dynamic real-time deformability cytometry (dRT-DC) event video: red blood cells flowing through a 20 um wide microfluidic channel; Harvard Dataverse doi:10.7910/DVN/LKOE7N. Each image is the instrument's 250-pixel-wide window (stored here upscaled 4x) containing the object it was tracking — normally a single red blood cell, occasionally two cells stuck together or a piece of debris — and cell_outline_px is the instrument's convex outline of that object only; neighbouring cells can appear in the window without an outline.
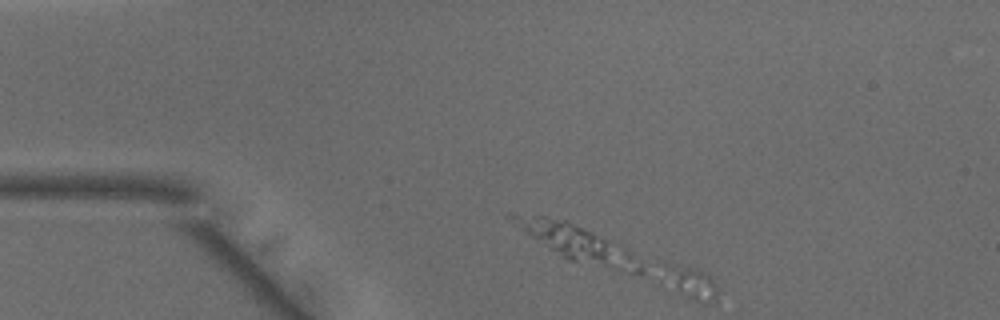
{"species": "common noctule bat (a hibernating species)", "species_latin": "Nyctalus noctula", "temperature_condition": "warm", "stored_images_in_passage": 2, "segment_of_instrument_passage": [2, 2], "camera_frame_rate_fps": 3000, "um_per_image_px": 0.085, "animal": {"sex": "male", "body_mass_g": 15.6}, "frame": {"image": 1, "passage_image": 2, "time_ms": 0.333, "image_size_px": [1000, 320], "cell_outline_px": [[716, 304], [704, 304], [692, 300], [660, 284], [660, 280], [664, 264], [668, 264], [696, 268], [708, 276], [716, 284]], "centroid_in_image_um": [58.6, 24.09], "position_along_channel_um": 26.4, "area_um2": 10.98}}